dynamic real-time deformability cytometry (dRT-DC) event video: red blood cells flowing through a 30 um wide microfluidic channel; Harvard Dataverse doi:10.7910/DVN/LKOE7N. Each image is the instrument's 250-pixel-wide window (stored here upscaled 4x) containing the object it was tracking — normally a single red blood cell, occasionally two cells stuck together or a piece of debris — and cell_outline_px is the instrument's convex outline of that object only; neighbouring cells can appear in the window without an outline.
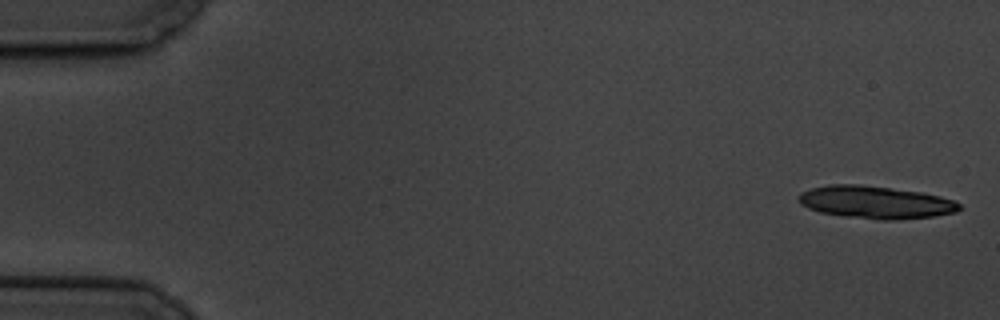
{"species": "common noctule bat (a hibernating species)", "species_latin": "Nyctalus noctula", "temperature_condition": "cold", "stored_images_in_passage": 8, "camera_frame_rate_fps": 3000, "um_per_image_px": 0.085, "animal": {"sex": "male", "body_mass_g": 19.5, "forearm_length_mm": 54.6}, "frame": {"image": 1, "passage_image": 1, "time_ms": 0.0, "image_size_px": [1000, 320], "cell_outline_px": [[964, 208], [956, 212], [932, 216], [892, 220], [880, 220], [844, 216], [820, 212], [808, 208], [800, 204], [796, 196], [800, 192], [812, 188], [828, 184], [860, 184], [924, 192], [940, 196], [952, 200], [960, 204]], "centroid_in_image_um": [74.4, 17.18], "position_along_channel_um": 10.6, "area_um2": 30.75}}
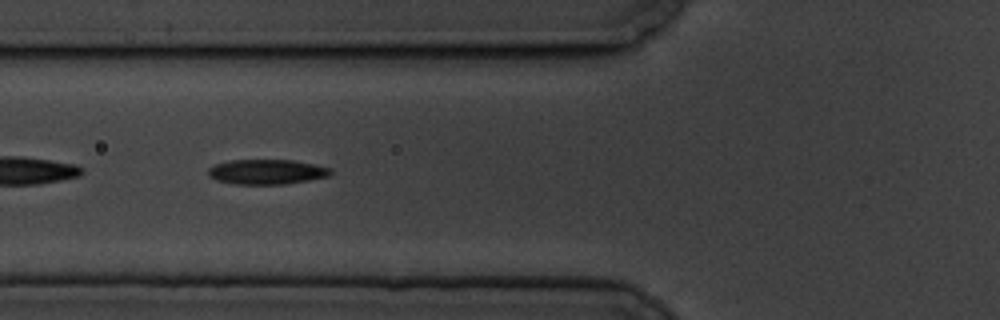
{"frame": {"image": 2, "passage_image": 7, "time_ms": 7.0, "image_size_px": [1000, 320], "cell_outline_px": [[332, 176], [284, 184], [232, 184], [216, 180], [208, 176], [208, 168], [216, 164], [228, 160], [292, 160], [316, 164], [332, 168]], "centroid_in_image_um": [22.69, 14.6], "position_along_channel_um": 103.1, "area_um2": 17.98}}